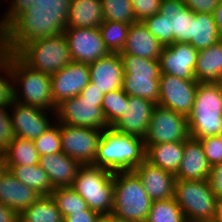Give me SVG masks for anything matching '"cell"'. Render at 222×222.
<instances>
[{
  "mask_svg": "<svg viewBox=\"0 0 222 222\" xmlns=\"http://www.w3.org/2000/svg\"><path fill=\"white\" fill-rule=\"evenodd\" d=\"M7 169V166L5 165V161L4 158L2 156V154L0 155V178L1 175L4 173V171Z\"/></svg>",
  "mask_w": 222,
  "mask_h": 222,
  "instance_id": "cell-54",
  "label": "cell"
},
{
  "mask_svg": "<svg viewBox=\"0 0 222 222\" xmlns=\"http://www.w3.org/2000/svg\"><path fill=\"white\" fill-rule=\"evenodd\" d=\"M116 222H133V221H127V220H120L116 217Z\"/></svg>",
  "mask_w": 222,
  "mask_h": 222,
  "instance_id": "cell-56",
  "label": "cell"
},
{
  "mask_svg": "<svg viewBox=\"0 0 222 222\" xmlns=\"http://www.w3.org/2000/svg\"><path fill=\"white\" fill-rule=\"evenodd\" d=\"M189 135L196 139L217 136L222 131V94L216 83H198L191 113Z\"/></svg>",
  "mask_w": 222,
  "mask_h": 222,
  "instance_id": "cell-5",
  "label": "cell"
},
{
  "mask_svg": "<svg viewBox=\"0 0 222 222\" xmlns=\"http://www.w3.org/2000/svg\"><path fill=\"white\" fill-rule=\"evenodd\" d=\"M40 197L34 189L20 182L6 169L0 178V202L20 215Z\"/></svg>",
  "mask_w": 222,
  "mask_h": 222,
  "instance_id": "cell-24",
  "label": "cell"
},
{
  "mask_svg": "<svg viewBox=\"0 0 222 222\" xmlns=\"http://www.w3.org/2000/svg\"><path fill=\"white\" fill-rule=\"evenodd\" d=\"M63 33L73 62L90 64L109 54L99 28H66Z\"/></svg>",
  "mask_w": 222,
  "mask_h": 222,
  "instance_id": "cell-14",
  "label": "cell"
},
{
  "mask_svg": "<svg viewBox=\"0 0 222 222\" xmlns=\"http://www.w3.org/2000/svg\"><path fill=\"white\" fill-rule=\"evenodd\" d=\"M187 117L169 108L155 105L144 146L158 143L184 142L189 137Z\"/></svg>",
  "mask_w": 222,
  "mask_h": 222,
  "instance_id": "cell-10",
  "label": "cell"
},
{
  "mask_svg": "<svg viewBox=\"0 0 222 222\" xmlns=\"http://www.w3.org/2000/svg\"><path fill=\"white\" fill-rule=\"evenodd\" d=\"M7 169L22 183L34 189L40 196H50L54 188L52 187L47 173L39 164L33 166L26 165H6Z\"/></svg>",
  "mask_w": 222,
  "mask_h": 222,
  "instance_id": "cell-29",
  "label": "cell"
},
{
  "mask_svg": "<svg viewBox=\"0 0 222 222\" xmlns=\"http://www.w3.org/2000/svg\"><path fill=\"white\" fill-rule=\"evenodd\" d=\"M220 38L213 13H195L190 44L199 51L216 44Z\"/></svg>",
  "mask_w": 222,
  "mask_h": 222,
  "instance_id": "cell-30",
  "label": "cell"
},
{
  "mask_svg": "<svg viewBox=\"0 0 222 222\" xmlns=\"http://www.w3.org/2000/svg\"><path fill=\"white\" fill-rule=\"evenodd\" d=\"M207 181L215 197L222 201V162L211 166Z\"/></svg>",
  "mask_w": 222,
  "mask_h": 222,
  "instance_id": "cell-45",
  "label": "cell"
},
{
  "mask_svg": "<svg viewBox=\"0 0 222 222\" xmlns=\"http://www.w3.org/2000/svg\"><path fill=\"white\" fill-rule=\"evenodd\" d=\"M69 10L70 0H36L5 28L10 52L32 40L62 34Z\"/></svg>",
  "mask_w": 222,
  "mask_h": 222,
  "instance_id": "cell-1",
  "label": "cell"
},
{
  "mask_svg": "<svg viewBox=\"0 0 222 222\" xmlns=\"http://www.w3.org/2000/svg\"><path fill=\"white\" fill-rule=\"evenodd\" d=\"M104 21L137 22L131 0H101Z\"/></svg>",
  "mask_w": 222,
  "mask_h": 222,
  "instance_id": "cell-36",
  "label": "cell"
},
{
  "mask_svg": "<svg viewBox=\"0 0 222 222\" xmlns=\"http://www.w3.org/2000/svg\"><path fill=\"white\" fill-rule=\"evenodd\" d=\"M13 113L10 114L15 137L34 141L52 124L49 121L48 111L35 106H28L13 102L10 106Z\"/></svg>",
  "mask_w": 222,
  "mask_h": 222,
  "instance_id": "cell-17",
  "label": "cell"
},
{
  "mask_svg": "<svg viewBox=\"0 0 222 222\" xmlns=\"http://www.w3.org/2000/svg\"><path fill=\"white\" fill-rule=\"evenodd\" d=\"M128 102L129 96L122 88L104 94L101 108L109 127L124 114L125 105H128Z\"/></svg>",
  "mask_w": 222,
  "mask_h": 222,
  "instance_id": "cell-37",
  "label": "cell"
},
{
  "mask_svg": "<svg viewBox=\"0 0 222 222\" xmlns=\"http://www.w3.org/2000/svg\"><path fill=\"white\" fill-rule=\"evenodd\" d=\"M96 222H116V216L113 213L100 214Z\"/></svg>",
  "mask_w": 222,
  "mask_h": 222,
  "instance_id": "cell-52",
  "label": "cell"
},
{
  "mask_svg": "<svg viewBox=\"0 0 222 222\" xmlns=\"http://www.w3.org/2000/svg\"><path fill=\"white\" fill-rule=\"evenodd\" d=\"M152 201L174 197L175 175L151 164L146 159L133 170Z\"/></svg>",
  "mask_w": 222,
  "mask_h": 222,
  "instance_id": "cell-19",
  "label": "cell"
},
{
  "mask_svg": "<svg viewBox=\"0 0 222 222\" xmlns=\"http://www.w3.org/2000/svg\"><path fill=\"white\" fill-rule=\"evenodd\" d=\"M143 138L108 127L102 130L93 166L112 172L133 171L145 160Z\"/></svg>",
  "mask_w": 222,
  "mask_h": 222,
  "instance_id": "cell-2",
  "label": "cell"
},
{
  "mask_svg": "<svg viewBox=\"0 0 222 222\" xmlns=\"http://www.w3.org/2000/svg\"><path fill=\"white\" fill-rule=\"evenodd\" d=\"M123 63V91L128 96L146 98L158 103L160 62L131 54L120 53Z\"/></svg>",
  "mask_w": 222,
  "mask_h": 222,
  "instance_id": "cell-8",
  "label": "cell"
},
{
  "mask_svg": "<svg viewBox=\"0 0 222 222\" xmlns=\"http://www.w3.org/2000/svg\"><path fill=\"white\" fill-rule=\"evenodd\" d=\"M102 130L60 124L62 152L82 165H93Z\"/></svg>",
  "mask_w": 222,
  "mask_h": 222,
  "instance_id": "cell-12",
  "label": "cell"
},
{
  "mask_svg": "<svg viewBox=\"0 0 222 222\" xmlns=\"http://www.w3.org/2000/svg\"><path fill=\"white\" fill-rule=\"evenodd\" d=\"M81 99H91L102 101L104 93L98 88L94 87L93 83L89 82L87 86L78 95Z\"/></svg>",
  "mask_w": 222,
  "mask_h": 222,
  "instance_id": "cell-48",
  "label": "cell"
},
{
  "mask_svg": "<svg viewBox=\"0 0 222 222\" xmlns=\"http://www.w3.org/2000/svg\"><path fill=\"white\" fill-rule=\"evenodd\" d=\"M52 99L57 106L62 101L78 96L90 82L89 65L71 62L50 76Z\"/></svg>",
  "mask_w": 222,
  "mask_h": 222,
  "instance_id": "cell-15",
  "label": "cell"
},
{
  "mask_svg": "<svg viewBox=\"0 0 222 222\" xmlns=\"http://www.w3.org/2000/svg\"><path fill=\"white\" fill-rule=\"evenodd\" d=\"M0 222H19V215L0 202Z\"/></svg>",
  "mask_w": 222,
  "mask_h": 222,
  "instance_id": "cell-50",
  "label": "cell"
},
{
  "mask_svg": "<svg viewBox=\"0 0 222 222\" xmlns=\"http://www.w3.org/2000/svg\"><path fill=\"white\" fill-rule=\"evenodd\" d=\"M113 214L120 220L146 222L152 200L134 171L114 172Z\"/></svg>",
  "mask_w": 222,
  "mask_h": 222,
  "instance_id": "cell-3",
  "label": "cell"
},
{
  "mask_svg": "<svg viewBox=\"0 0 222 222\" xmlns=\"http://www.w3.org/2000/svg\"><path fill=\"white\" fill-rule=\"evenodd\" d=\"M159 12L170 17V33L175 43L191 42L195 12L186 7L182 0H162Z\"/></svg>",
  "mask_w": 222,
  "mask_h": 222,
  "instance_id": "cell-23",
  "label": "cell"
},
{
  "mask_svg": "<svg viewBox=\"0 0 222 222\" xmlns=\"http://www.w3.org/2000/svg\"><path fill=\"white\" fill-rule=\"evenodd\" d=\"M114 172L83 165L74 179L73 188L88 204V207L99 214L113 212Z\"/></svg>",
  "mask_w": 222,
  "mask_h": 222,
  "instance_id": "cell-7",
  "label": "cell"
},
{
  "mask_svg": "<svg viewBox=\"0 0 222 222\" xmlns=\"http://www.w3.org/2000/svg\"><path fill=\"white\" fill-rule=\"evenodd\" d=\"M6 109L10 107L0 106V153L2 154L7 146L13 141L15 134L12 119Z\"/></svg>",
  "mask_w": 222,
  "mask_h": 222,
  "instance_id": "cell-42",
  "label": "cell"
},
{
  "mask_svg": "<svg viewBox=\"0 0 222 222\" xmlns=\"http://www.w3.org/2000/svg\"><path fill=\"white\" fill-rule=\"evenodd\" d=\"M36 0H12L8 11L0 19L2 29H5L18 15L26 11V9L33 5Z\"/></svg>",
  "mask_w": 222,
  "mask_h": 222,
  "instance_id": "cell-44",
  "label": "cell"
},
{
  "mask_svg": "<svg viewBox=\"0 0 222 222\" xmlns=\"http://www.w3.org/2000/svg\"><path fill=\"white\" fill-rule=\"evenodd\" d=\"M198 83H216L222 77V42L198 51L195 66Z\"/></svg>",
  "mask_w": 222,
  "mask_h": 222,
  "instance_id": "cell-27",
  "label": "cell"
},
{
  "mask_svg": "<svg viewBox=\"0 0 222 222\" xmlns=\"http://www.w3.org/2000/svg\"><path fill=\"white\" fill-rule=\"evenodd\" d=\"M216 85L218 86L220 93L222 94V77L216 82Z\"/></svg>",
  "mask_w": 222,
  "mask_h": 222,
  "instance_id": "cell-55",
  "label": "cell"
},
{
  "mask_svg": "<svg viewBox=\"0 0 222 222\" xmlns=\"http://www.w3.org/2000/svg\"><path fill=\"white\" fill-rule=\"evenodd\" d=\"M211 166L222 162V138L220 135L199 139Z\"/></svg>",
  "mask_w": 222,
  "mask_h": 222,
  "instance_id": "cell-41",
  "label": "cell"
},
{
  "mask_svg": "<svg viewBox=\"0 0 222 222\" xmlns=\"http://www.w3.org/2000/svg\"><path fill=\"white\" fill-rule=\"evenodd\" d=\"M10 54L7 34L5 29H2L0 25V66L8 59Z\"/></svg>",
  "mask_w": 222,
  "mask_h": 222,
  "instance_id": "cell-49",
  "label": "cell"
},
{
  "mask_svg": "<svg viewBox=\"0 0 222 222\" xmlns=\"http://www.w3.org/2000/svg\"><path fill=\"white\" fill-rule=\"evenodd\" d=\"M214 20L220 35H222V1L217 5L213 11Z\"/></svg>",
  "mask_w": 222,
  "mask_h": 222,
  "instance_id": "cell-51",
  "label": "cell"
},
{
  "mask_svg": "<svg viewBox=\"0 0 222 222\" xmlns=\"http://www.w3.org/2000/svg\"><path fill=\"white\" fill-rule=\"evenodd\" d=\"M5 165H26L39 164L40 156L35 148L34 141L14 137L13 141L2 153Z\"/></svg>",
  "mask_w": 222,
  "mask_h": 222,
  "instance_id": "cell-31",
  "label": "cell"
},
{
  "mask_svg": "<svg viewBox=\"0 0 222 222\" xmlns=\"http://www.w3.org/2000/svg\"><path fill=\"white\" fill-rule=\"evenodd\" d=\"M39 165L47 173L54 189L72 187L79 169L83 166L63 152L40 156Z\"/></svg>",
  "mask_w": 222,
  "mask_h": 222,
  "instance_id": "cell-21",
  "label": "cell"
},
{
  "mask_svg": "<svg viewBox=\"0 0 222 222\" xmlns=\"http://www.w3.org/2000/svg\"><path fill=\"white\" fill-rule=\"evenodd\" d=\"M101 105L102 101L75 96L58 104L54 117L60 124L104 130L109 126Z\"/></svg>",
  "mask_w": 222,
  "mask_h": 222,
  "instance_id": "cell-11",
  "label": "cell"
},
{
  "mask_svg": "<svg viewBox=\"0 0 222 222\" xmlns=\"http://www.w3.org/2000/svg\"><path fill=\"white\" fill-rule=\"evenodd\" d=\"M213 222H222V201L218 202L216 216Z\"/></svg>",
  "mask_w": 222,
  "mask_h": 222,
  "instance_id": "cell-53",
  "label": "cell"
},
{
  "mask_svg": "<svg viewBox=\"0 0 222 222\" xmlns=\"http://www.w3.org/2000/svg\"><path fill=\"white\" fill-rule=\"evenodd\" d=\"M221 0H182L195 13H213Z\"/></svg>",
  "mask_w": 222,
  "mask_h": 222,
  "instance_id": "cell-46",
  "label": "cell"
},
{
  "mask_svg": "<svg viewBox=\"0 0 222 222\" xmlns=\"http://www.w3.org/2000/svg\"><path fill=\"white\" fill-rule=\"evenodd\" d=\"M146 222H187L175 198L152 202Z\"/></svg>",
  "mask_w": 222,
  "mask_h": 222,
  "instance_id": "cell-35",
  "label": "cell"
},
{
  "mask_svg": "<svg viewBox=\"0 0 222 222\" xmlns=\"http://www.w3.org/2000/svg\"><path fill=\"white\" fill-rule=\"evenodd\" d=\"M163 45L154 37L142 21L132 23L121 53L152 60H159Z\"/></svg>",
  "mask_w": 222,
  "mask_h": 222,
  "instance_id": "cell-25",
  "label": "cell"
},
{
  "mask_svg": "<svg viewBox=\"0 0 222 222\" xmlns=\"http://www.w3.org/2000/svg\"><path fill=\"white\" fill-rule=\"evenodd\" d=\"M9 63L11 64L13 85H15L14 101L52 111L54 116L57 106L52 99L50 75L31 69L14 53L9 55ZM16 85H20L19 91ZM20 89H22L21 92Z\"/></svg>",
  "mask_w": 222,
  "mask_h": 222,
  "instance_id": "cell-4",
  "label": "cell"
},
{
  "mask_svg": "<svg viewBox=\"0 0 222 222\" xmlns=\"http://www.w3.org/2000/svg\"><path fill=\"white\" fill-rule=\"evenodd\" d=\"M103 22L101 0H70L67 28H99Z\"/></svg>",
  "mask_w": 222,
  "mask_h": 222,
  "instance_id": "cell-26",
  "label": "cell"
},
{
  "mask_svg": "<svg viewBox=\"0 0 222 222\" xmlns=\"http://www.w3.org/2000/svg\"><path fill=\"white\" fill-rule=\"evenodd\" d=\"M198 50L190 43L163 46L160 54V72L183 79H196L195 66Z\"/></svg>",
  "mask_w": 222,
  "mask_h": 222,
  "instance_id": "cell-16",
  "label": "cell"
},
{
  "mask_svg": "<svg viewBox=\"0 0 222 222\" xmlns=\"http://www.w3.org/2000/svg\"><path fill=\"white\" fill-rule=\"evenodd\" d=\"M156 103L146 98L129 96L124 114L111 126L118 132L144 138Z\"/></svg>",
  "mask_w": 222,
  "mask_h": 222,
  "instance_id": "cell-18",
  "label": "cell"
},
{
  "mask_svg": "<svg viewBox=\"0 0 222 222\" xmlns=\"http://www.w3.org/2000/svg\"><path fill=\"white\" fill-rule=\"evenodd\" d=\"M50 196L63 218L72 213L89 209L87 202L71 187L56 188Z\"/></svg>",
  "mask_w": 222,
  "mask_h": 222,
  "instance_id": "cell-34",
  "label": "cell"
},
{
  "mask_svg": "<svg viewBox=\"0 0 222 222\" xmlns=\"http://www.w3.org/2000/svg\"><path fill=\"white\" fill-rule=\"evenodd\" d=\"M158 105L185 115L191 113L198 82L161 73Z\"/></svg>",
  "mask_w": 222,
  "mask_h": 222,
  "instance_id": "cell-13",
  "label": "cell"
},
{
  "mask_svg": "<svg viewBox=\"0 0 222 222\" xmlns=\"http://www.w3.org/2000/svg\"><path fill=\"white\" fill-rule=\"evenodd\" d=\"M39 156L62 152L60 123L52 124L45 132L34 140Z\"/></svg>",
  "mask_w": 222,
  "mask_h": 222,
  "instance_id": "cell-38",
  "label": "cell"
},
{
  "mask_svg": "<svg viewBox=\"0 0 222 222\" xmlns=\"http://www.w3.org/2000/svg\"><path fill=\"white\" fill-rule=\"evenodd\" d=\"M145 159L151 164L174 175L177 173L184 153V142L158 143L145 146Z\"/></svg>",
  "mask_w": 222,
  "mask_h": 222,
  "instance_id": "cell-28",
  "label": "cell"
},
{
  "mask_svg": "<svg viewBox=\"0 0 222 222\" xmlns=\"http://www.w3.org/2000/svg\"><path fill=\"white\" fill-rule=\"evenodd\" d=\"M14 54L31 69L50 76L72 62L64 33L32 40Z\"/></svg>",
  "mask_w": 222,
  "mask_h": 222,
  "instance_id": "cell-6",
  "label": "cell"
},
{
  "mask_svg": "<svg viewBox=\"0 0 222 222\" xmlns=\"http://www.w3.org/2000/svg\"><path fill=\"white\" fill-rule=\"evenodd\" d=\"M130 24L116 21H104L100 26V33L109 53L122 52L126 43L127 33Z\"/></svg>",
  "mask_w": 222,
  "mask_h": 222,
  "instance_id": "cell-33",
  "label": "cell"
},
{
  "mask_svg": "<svg viewBox=\"0 0 222 222\" xmlns=\"http://www.w3.org/2000/svg\"><path fill=\"white\" fill-rule=\"evenodd\" d=\"M19 222H63L51 196H40L19 215Z\"/></svg>",
  "mask_w": 222,
  "mask_h": 222,
  "instance_id": "cell-32",
  "label": "cell"
},
{
  "mask_svg": "<svg viewBox=\"0 0 222 222\" xmlns=\"http://www.w3.org/2000/svg\"><path fill=\"white\" fill-rule=\"evenodd\" d=\"M211 170L199 139L189 136L184 141V153L176 180H207Z\"/></svg>",
  "mask_w": 222,
  "mask_h": 222,
  "instance_id": "cell-22",
  "label": "cell"
},
{
  "mask_svg": "<svg viewBox=\"0 0 222 222\" xmlns=\"http://www.w3.org/2000/svg\"><path fill=\"white\" fill-rule=\"evenodd\" d=\"M174 198L187 222H213L218 199L207 180H176Z\"/></svg>",
  "mask_w": 222,
  "mask_h": 222,
  "instance_id": "cell-9",
  "label": "cell"
},
{
  "mask_svg": "<svg viewBox=\"0 0 222 222\" xmlns=\"http://www.w3.org/2000/svg\"><path fill=\"white\" fill-rule=\"evenodd\" d=\"M169 18L170 17H166L164 14L158 12L142 21L148 31L156 37L163 46L174 43V36L170 33Z\"/></svg>",
  "mask_w": 222,
  "mask_h": 222,
  "instance_id": "cell-39",
  "label": "cell"
},
{
  "mask_svg": "<svg viewBox=\"0 0 222 222\" xmlns=\"http://www.w3.org/2000/svg\"><path fill=\"white\" fill-rule=\"evenodd\" d=\"M0 72L6 77L0 76V106L9 107L14 102V85L12 80L11 64L8 59L0 66ZM6 73V74H5ZM11 81V82H9ZM12 83V84H11Z\"/></svg>",
  "mask_w": 222,
  "mask_h": 222,
  "instance_id": "cell-40",
  "label": "cell"
},
{
  "mask_svg": "<svg viewBox=\"0 0 222 222\" xmlns=\"http://www.w3.org/2000/svg\"><path fill=\"white\" fill-rule=\"evenodd\" d=\"M99 215L98 212L89 208L88 210L65 216L63 222H96Z\"/></svg>",
  "mask_w": 222,
  "mask_h": 222,
  "instance_id": "cell-47",
  "label": "cell"
},
{
  "mask_svg": "<svg viewBox=\"0 0 222 222\" xmlns=\"http://www.w3.org/2000/svg\"><path fill=\"white\" fill-rule=\"evenodd\" d=\"M161 1L162 0H131L137 21H143L158 13Z\"/></svg>",
  "mask_w": 222,
  "mask_h": 222,
  "instance_id": "cell-43",
  "label": "cell"
},
{
  "mask_svg": "<svg viewBox=\"0 0 222 222\" xmlns=\"http://www.w3.org/2000/svg\"><path fill=\"white\" fill-rule=\"evenodd\" d=\"M89 65L90 82L104 94L122 88L124 69L118 53H109Z\"/></svg>",
  "mask_w": 222,
  "mask_h": 222,
  "instance_id": "cell-20",
  "label": "cell"
}]
</instances>
